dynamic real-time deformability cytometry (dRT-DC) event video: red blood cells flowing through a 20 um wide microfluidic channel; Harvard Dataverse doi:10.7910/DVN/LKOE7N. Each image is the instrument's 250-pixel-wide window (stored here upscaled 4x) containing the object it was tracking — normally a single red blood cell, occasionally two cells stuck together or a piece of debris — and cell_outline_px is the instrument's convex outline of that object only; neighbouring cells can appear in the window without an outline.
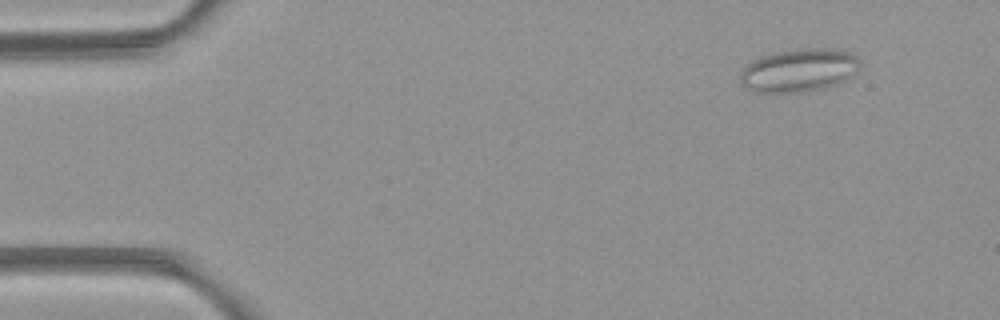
{"species": "common noctule bat (a hibernating species)", "species_latin": "Nyctalus noctula", "temperature_condition": "room temperature", "stored_images_in_passage": 4, "camera_frame_rate_fps": 3000, "um_per_image_px": 0.085, "animal": {"sex": "female", "body_mass_g": 21.9}, "frame": {"image": 1, "passage_image": 1, "time_ms": 0.0, "image_size_px": [1000, 320], "cell_outline_px": [[860, 68], [844, 80], [824, 88], [804, 92], [752, 92], [740, 84], [740, 72], [752, 60], [764, 56], [780, 52], [808, 48], [828, 48], [848, 52], [856, 56], [860, 60]], "centroid_in_image_um": [67.89, 5.99], "position_along_channel_um": 17.1, "area_um2": 29.82}}